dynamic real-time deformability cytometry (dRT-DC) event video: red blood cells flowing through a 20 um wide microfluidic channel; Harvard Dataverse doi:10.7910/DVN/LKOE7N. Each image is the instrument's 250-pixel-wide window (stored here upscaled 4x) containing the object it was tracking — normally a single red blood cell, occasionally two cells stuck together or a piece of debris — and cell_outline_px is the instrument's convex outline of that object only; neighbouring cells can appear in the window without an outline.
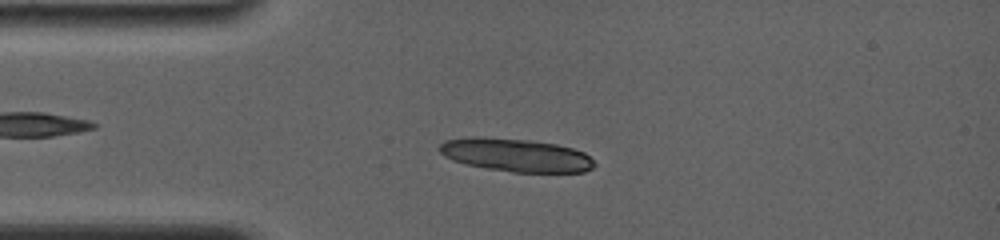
{"species": "common noctule bat (a hibernating species)", "species_latin": "Nyctalus noctula", "temperature_condition": "room temperature", "stored_images_in_passage": 9, "camera_frame_rate_fps": 4000, "um_per_image_px": 0.085, "animal": {"sex": "female", "body_mass_g": 19.0, "forearm_length_mm": 56.7}, "frame": {"image": 1, "passage_image": 9, "time_ms": 3.25, "image_size_px": [1000, 240], "cell_outline_px": [[596, 164], [592, 168], [584, 172], [512, 172], [464, 164], [452, 160], [444, 156], [440, 152], [440, 144], [444, 140], [472, 136], [480, 136], [528, 140], [556, 144], [572, 148], [584, 152]], "centroid_in_image_um": [43.82, 13.17], "position_along_channel_um": 41.2, "area_um2": 29.94}}